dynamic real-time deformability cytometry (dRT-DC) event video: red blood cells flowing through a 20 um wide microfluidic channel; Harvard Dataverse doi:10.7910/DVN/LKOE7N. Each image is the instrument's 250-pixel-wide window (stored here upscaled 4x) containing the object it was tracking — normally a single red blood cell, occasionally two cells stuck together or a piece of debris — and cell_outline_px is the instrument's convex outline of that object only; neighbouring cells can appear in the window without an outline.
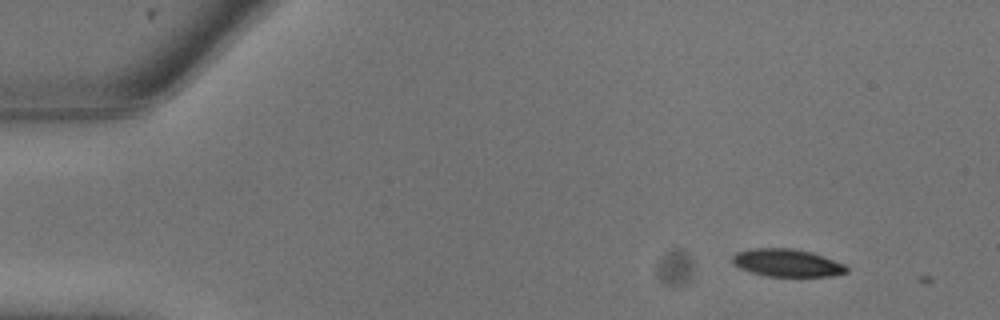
{"species": "common noctule bat (a hibernating species)", "species_latin": "Nyctalus noctula", "temperature_condition": "warm", "stored_images_in_passage": 3, "camera_frame_rate_fps": 3000, "um_per_image_px": 0.085, "animal": {"sex": "male", "body_mass_g": 13.3}, "frame": {"image": 1, "passage_image": 1, "time_ms": 0.0, "image_size_px": [1000, 320], "cell_outline_px": [[848, 272], [832, 276], [764, 276], [740, 268], [732, 264], [732, 256], [736, 252], [752, 248], [792, 248], [812, 252], [824, 256], [844, 264], [848, 268]], "centroid_in_image_um": [66.89, 22.34], "position_along_channel_um": 18.1, "area_um2": 18.5}}